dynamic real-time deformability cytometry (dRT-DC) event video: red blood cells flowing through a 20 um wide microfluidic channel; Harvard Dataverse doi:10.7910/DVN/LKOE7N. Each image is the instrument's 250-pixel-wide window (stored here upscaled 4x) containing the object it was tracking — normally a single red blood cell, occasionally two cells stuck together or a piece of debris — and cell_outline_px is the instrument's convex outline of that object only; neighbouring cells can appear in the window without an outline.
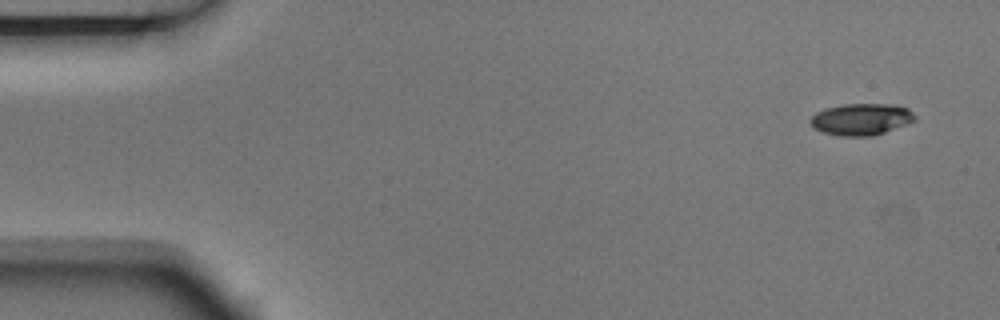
{"species": "Egyptian fruit bat (a non-hibernating species)", "species_latin": "Rousettus aegyptiacus", "temperature_condition": "room temperature", "stored_images_in_passage": 4, "camera_frame_rate_fps": 3000, "um_per_image_px": 0.085, "animal": {"sex": "male"}, "frame": {"image": 1, "passage_image": 1, "time_ms": 0.0, "image_size_px": [1000, 320], "cell_outline_px": [[916, 120], [908, 124], [872, 136], [840, 136], [824, 132], [812, 128], [808, 120], [816, 112], [824, 108], [844, 104], [896, 104], [908, 108], [916, 116]], "centroid_in_image_um": [73.2, 10.13], "position_along_channel_um": 11.8, "area_um2": 19.54}}